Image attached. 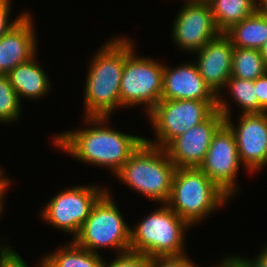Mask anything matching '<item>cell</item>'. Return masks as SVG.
Returning a JSON list of instances; mask_svg holds the SVG:
<instances>
[{
	"label": "cell",
	"mask_w": 267,
	"mask_h": 267,
	"mask_svg": "<svg viewBox=\"0 0 267 267\" xmlns=\"http://www.w3.org/2000/svg\"><path fill=\"white\" fill-rule=\"evenodd\" d=\"M109 118L85 117V124L92 126L54 135L53 144L72 158L109 168L112 175H115L145 138L110 128L107 125Z\"/></svg>",
	"instance_id": "cell-1"
},
{
	"label": "cell",
	"mask_w": 267,
	"mask_h": 267,
	"mask_svg": "<svg viewBox=\"0 0 267 267\" xmlns=\"http://www.w3.org/2000/svg\"><path fill=\"white\" fill-rule=\"evenodd\" d=\"M124 65L123 36L106 41L93 55L84 86L85 117H110L113 111L121 108L120 84Z\"/></svg>",
	"instance_id": "cell-2"
},
{
	"label": "cell",
	"mask_w": 267,
	"mask_h": 267,
	"mask_svg": "<svg viewBox=\"0 0 267 267\" xmlns=\"http://www.w3.org/2000/svg\"><path fill=\"white\" fill-rule=\"evenodd\" d=\"M176 166L164 148L145 140L115 174L119 181L151 201L166 204Z\"/></svg>",
	"instance_id": "cell-3"
},
{
	"label": "cell",
	"mask_w": 267,
	"mask_h": 267,
	"mask_svg": "<svg viewBox=\"0 0 267 267\" xmlns=\"http://www.w3.org/2000/svg\"><path fill=\"white\" fill-rule=\"evenodd\" d=\"M231 197L199 168H176L167 205L192 227Z\"/></svg>",
	"instance_id": "cell-4"
},
{
	"label": "cell",
	"mask_w": 267,
	"mask_h": 267,
	"mask_svg": "<svg viewBox=\"0 0 267 267\" xmlns=\"http://www.w3.org/2000/svg\"><path fill=\"white\" fill-rule=\"evenodd\" d=\"M191 227L167 204H160L138 225L130 228V251L151 259L181 256L185 254V230Z\"/></svg>",
	"instance_id": "cell-5"
},
{
	"label": "cell",
	"mask_w": 267,
	"mask_h": 267,
	"mask_svg": "<svg viewBox=\"0 0 267 267\" xmlns=\"http://www.w3.org/2000/svg\"><path fill=\"white\" fill-rule=\"evenodd\" d=\"M110 193L108 189L97 200L73 241L93 253L112 248L117 255L130 251V226Z\"/></svg>",
	"instance_id": "cell-6"
},
{
	"label": "cell",
	"mask_w": 267,
	"mask_h": 267,
	"mask_svg": "<svg viewBox=\"0 0 267 267\" xmlns=\"http://www.w3.org/2000/svg\"><path fill=\"white\" fill-rule=\"evenodd\" d=\"M131 39L125 37V65L120 84L121 107L145 106L148 114L161 100L164 64L139 57Z\"/></svg>",
	"instance_id": "cell-7"
},
{
	"label": "cell",
	"mask_w": 267,
	"mask_h": 267,
	"mask_svg": "<svg viewBox=\"0 0 267 267\" xmlns=\"http://www.w3.org/2000/svg\"><path fill=\"white\" fill-rule=\"evenodd\" d=\"M216 110L217 101L161 99L147 114L157 139L145 138V141L165 148L174 138L207 120Z\"/></svg>",
	"instance_id": "cell-8"
},
{
	"label": "cell",
	"mask_w": 267,
	"mask_h": 267,
	"mask_svg": "<svg viewBox=\"0 0 267 267\" xmlns=\"http://www.w3.org/2000/svg\"><path fill=\"white\" fill-rule=\"evenodd\" d=\"M107 191L94 185L63 189L41 209V218L58 230L77 236L97 200Z\"/></svg>",
	"instance_id": "cell-9"
},
{
	"label": "cell",
	"mask_w": 267,
	"mask_h": 267,
	"mask_svg": "<svg viewBox=\"0 0 267 267\" xmlns=\"http://www.w3.org/2000/svg\"><path fill=\"white\" fill-rule=\"evenodd\" d=\"M240 165L235 136L224 123L213 135L199 169L232 199L238 191L236 179Z\"/></svg>",
	"instance_id": "cell-10"
},
{
	"label": "cell",
	"mask_w": 267,
	"mask_h": 267,
	"mask_svg": "<svg viewBox=\"0 0 267 267\" xmlns=\"http://www.w3.org/2000/svg\"><path fill=\"white\" fill-rule=\"evenodd\" d=\"M233 50L234 46L229 37L225 33H220L195 52L197 61L194 63L203 80L217 95V110L224 117L232 114L231 105L224 98L222 99L221 92L225 90V84L232 74Z\"/></svg>",
	"instance_id": "cell-11"
},
{
	"label": "cell",
	"mask_w": 267,
	"mask_h": 267,
	"mask_svg": "<svg viewBox=\"0 0 267 267\" xmlns=\"http://www.w3.org/2000/svg\"><path fill=\"white\" fill-rule=\"evenodd\" d=\"M172 27L175 45L190 54L199 51L221 33L216 27L209 2L184 3Z\"/></svg>",
	"instance_id": "cell-12"
},
{
	"label": "cell",
	"mask_w": 267,
	"mask_h": 267,
	"mask_svg": "<svg viewBox=\"0 0 267 267\" xmlns=\"http://www.w3.org/2000/svg\"><path fill=\"white\" fill-rule=\"evenodd\" d=\"M231 116L225 117V124L235 136L240 161L249 173L258 172L267 161V112L241 113L237 126Z\"/></svg>",
	"instance_id": "cell-13"
},
{
	"label": "cell",
	"mask_w": 267,
	"mask_h": 267,
	"mask_svg": "<svg viewBox=\"0 0 267 267\" xmlns=\"http://www.w3.org/2000/svg\"><path fill=\"white\" fill-rule=\"evenodd\" d=\"M224 123L225 117L216 110L207 120L174 138L164 149L176 168H199L213 135Z\"/></svg>",
	"instance_id": "cell-14"
},
{
	"label": "cell",
	"mask_w": 267,
	"mask_h": 267,
	"mask_svg": "<svg viewBox=\"0 0 267 267\" xmlns=\"http://www.w3.org/2000/svg\"><path fill=\"white\" fill-rule=\"evenodd\" d=\"M161 99L217 101V95L199 74L196 63L187 62L172 68L164 65Z\"/></svg>",
	"instance_id": "cell-15"
},
{
	"label": "cell",
	"mask_w": 267,
	"mask_h": 267,
	"mask_svg": "<svg viewBox=\"0 0 267 267\" xmlns=\"http://www.w3.org/2000/svg\"><path fill=\"white\" fill-rule=\"evenodd\" d=\"M31 15L27 12L0 38L1 75H7L13 68L29 61L36 55V31Z\"/></svg>",
	"instance_id": "cell-16"
},
{
	"label": "cell",
	"mask_w": 267,
	"mask_h": 267,
	"mask_svg": "<svg viewBox=\"0 0 267 267\" xmlns=\"http://www.w3.org/2000/svg\"><path fill=\"white\" fill-rule=\"evenodd\" d=\"M7 77L20 101H23L22 98L40 99L47 95L50 89V79L38 64L36 55L13 68Z\"/></svg>",
	"instance_id": "cell-17"
},
{
	"label": "cell",
	"mask_w": 267,
	"mask_h": 267,
	"mask_svg": "<svg viewBox=\"0 0 267 267\" xmlns=\"http://www.w3.org/2000/svg\"><path fill=\"white\" fill-rule=\"evenodd\" d=\"M234 47L261 49L267 41V16L257 10L225 32Z\"/></svg>",
	"instance_id": "cell-18"
},
{
	"label": "cell",
	"mask_w": 267,
	"mask_h": 267,
	"mask_svg": "<svg viewBox=\"0 0 267 267\" xmlns=\"http://www.w3.org/2000/svg\"><path fill=\"white\" fill-rule=\"evenodd\" d=\"M216 27L225 33L258 10V0H210Z\"/></svg>",
	"instance_id": "cell-19"
},
{
	"label": "cell",
	"mask_w": 267,
	"mask_h": 267,
	"mask_svg": "<svg viewBox=\"0 0 267 267\" xmlns=\"http://www.w3.org/2000/svg\"><path fill=\"white\" fill-rule=\"evenodd\" d=\"M98 253L84 249L71 240L53 253L42 256L45 267H102L103 258Z\"/></svg>",
	"instance_id": "cell-20"
},
{
	"label": "cell",
	"mask_w": 267,
	"mask_h": 267,
	"mask_svg": "<svg viewBox=\"0 0 267 267\" xmlns=\"http://www.w3.org/2000/svg\"><path fill=\"white\" fill-rule=\"evenodd\" d=\"M267 72V66L259 49L234 47L232 77L255 81Z\"/></svg>",
	"instance_id": "cell-21"
},
{
	"label": "cell",
	"mask_w": 267,
	"mask_h": 267,
	"mask_svg": "<svg viewBox=\"0 0 267 267\" xmlns=\"http://www.w3.org/2000/svg\"><path fill=\"white\" fill-rule=\"evenodd\" d=\"M234 101L242 110V114L258 113V98L255 81L230 77L225 87Z\"/></svg>",
	"instance_id": "cell-22"
},
{
	"label": "cell",
	"mask_w": 267,
	"mask_h": 267,
	"mask_svg": "<svg viewBox=\"0 0 267 267\" xmlns=\"http://www.w3.org/2000/svg\"><path fill=\"white\" fill-rule=\"evenodd\" d=\"M21 101L7 75L0 74V122L10 124L21 116Z\"/></svg>",
	"instance_id": "cell-23"
},
{
	"label": "cell",
	"mask_w": 267,
	"mask_h": 267,
	"mask_svg": "<svg viewBox=\"0 0 267 267\" xmlns=\"http://www.w3.org/2000/svg\"><path fill=\"white\" fill-rule=\"evenodd\" d=\"M151 262L149 256L129 251L116 255V258L108 264L103 261L102 267H150Z\"/></svg>",
	"instance_id": "cell-24"
},
{
	"label": "cell",
	"mask_w": 267,
	"mask_h": 267,
	"mask_svg": "<svg viewBox=\"0 0 267 267\" xmlns=\"http://www.w3.org/2000/svg\"><path fill=\"white\" fill-rule=\"evenodd\" d=\"M8 245H0V267H29L21 255ZM39 264L41 265H38V267H45L42 258Z\"/></svg>",
	"instance_id": "cell-25"
},
{
	"label": "cell",
	"mask_w": 267,
	"mask_h": 267,
	"mask_svg": "<svg viewBox=\"0 0 267 267\" xmlns=\"http://www.w3.org/2000/svg\"><path fill=\"white\" fill-rule=\"evenodd\" d=\"M11 1L10 0H0V38L6 34L18 21L27 13L22 12L16 19L9 20L10 10H11ZM10 21V22H9Z\"/></svg>",
	"instance_id": "cell-26"
},
{
	"label": "cell",
	"mask_w": 267,
	"mask_h": 267,
	"mask_svg": "<svg viewBox=\"0 0 267 267\" xmlns=\"http://www.w3.org/2000/svg\"><path fill=\"white\" fill-rule=\"evenodd\" d=\"M150 267H196L186 255L153 258Z\"/></svg>",
	"instance_id": "cell-27"
},
{
	"label": "cell",
	"mask_w": 267,
	"mask_h": 267,
	"mask_svg": "<svg viewBox=\"0 0 267 267\" xmlns=\"http://www.w3.org/2000/svg\"><path fill=\"white\" fill-rule=\"evenodd\" d=\"M258 98V113L267 112V72L255 80Z\"/></svg>",
	"instance_id": "cell-28"
},
{
	"label": "cell",
	"mask_w": 267,
	"mask_h": 267,
	"mask_svg": "<svg viewBox=\"0 0 267 267\" xmlns=\"http://www.w3.org/2000/svg\"><path fill=\"white\" fill-rule=\"evenodd\" d=\"M254 258H245L242 256H237L247 267H267V244L264 246L259 254H256Z\"/></svg>",
	"instance_id": "cell-29"
},
{
	"label": "cell",
	"mask_w": 267,
	"mask_h": 267,
	"mask_svg": "<svg viewBox=\"0 0 267 267\" xmlns=\"http://www.w3.org/2000/svg\"><path fill=\"white\" fill-rule=\"evenodd\" d=\"M3 169L0 168V214L3 212L4 208V194L6 193V190L10 188L9 186L11 185V179H9L8 176L5 177V174L2 171Z\"/></svg>",
	"instance_id": "cell-30"
},
{
	"label": "cell",
	"mask_w": 267,
	"mask_h": 267,
	"mask_svg": "<svg viewBox=\"0 0 267 267\" xmlns=\"http://www.w3.org/2000/svg\"><path fill=\"white\" fill-rule=\"evenodd\" d=\"M223 267H247L236 255L223 258Z\"/></svg>",
	"instance_id": "cell-31"
},
{
	"label": "cell",
	"mask_w": 267,
	"mask_h": 267,
	"mask_svg": "<svg viewBox=\"0 0 267 267\" xmlns=\"http://www.w3.org/2000/svg\"><path fill=\"white\" fill-rule=\"evenodd\" d=\"M258 10L267 16V0H258Z\"/></svg>",
	"instance_id": "cell-32"
},
{
	"label": "cell",
	"mask_w": 267,
	"mask_h": 267,
	"mask_svg": "<svg viewBox=\"0 0 267 267\" xmlns=\"http://www.w3.org/2000/svg\"><path fill=\"white\" fill-rule=\"evenodd\" d=\"M261 51V55L264 58V62L267 66V41L265 42V44L263 45V47L260 49Z\"/></svg>",
	"instance_id": "cell-33"
},
{
	"label": "cell",
	"mask_w": 267,
	"mask_h": 267,
	"mask_svg": "<svg viewBox=\"0 0 267 267\" xmlns=\"http://www.w3.org/2000/svg\"><path fill=\"white\" fill-rule=\"evenodd\" d=\"M186 1V0H184ZM210 0H187L185 3H206L209 2Z\"/></svg>",
	"instance_id": "cell-34"
},
{
	"label": "cell",
	"mask_w": 267,
	"mask_h": 267,
	"mask_svg": "<svg viewBox=\"0 0 267 267\" xmlns=\"http://www.w3.org/2000/svg\"><path fill=\"white\" fill-rule=\"evenodd\" d=\"M220 263V264H219ZM218 263V266L216 265L215 267H223V258H221L220 262ZM197 267V266H196ZM214 267V266H211Z\"/></svg>",
	"instance_id": "cell-35"
}]
</instances>
